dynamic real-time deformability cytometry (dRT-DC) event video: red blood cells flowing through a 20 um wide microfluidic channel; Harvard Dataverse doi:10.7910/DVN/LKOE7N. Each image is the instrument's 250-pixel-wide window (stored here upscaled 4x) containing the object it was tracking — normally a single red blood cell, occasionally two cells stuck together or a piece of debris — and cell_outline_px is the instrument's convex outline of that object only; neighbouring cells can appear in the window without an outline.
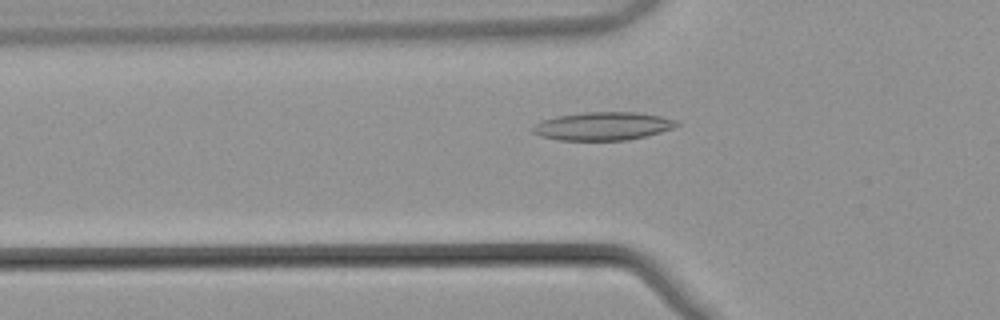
{"species": "common noctule bat (a hibernating species)", "species_latin": "Nyctalus noctula", "temperature_condition": "warm", "stored_images_in_passage": 53, "camera_frame_rate_fps": 3000, "um_per_image_px": 0.085, "animal": {"sex": "male", "body_mass_g": 21.5, "forearm_length_mm": 52.0}, "frame": {"image": 1, "passage_image": 18, "time_ms": 5.667, "image_size_px": [1000, 320], "cell_outline_px": [[680, 124], [672, 128], [660, 132], [628, 140], [560, 140], [540, 136], [532, 132], [532, 128], [540, 120], [556, 116], [584, 112], [636, 112], [660, 116], [676, 120]], "centroid_in_image_um": [51.21, 10.71], "position_along_channel_um": 74.6, "area_um2": 23.58}}
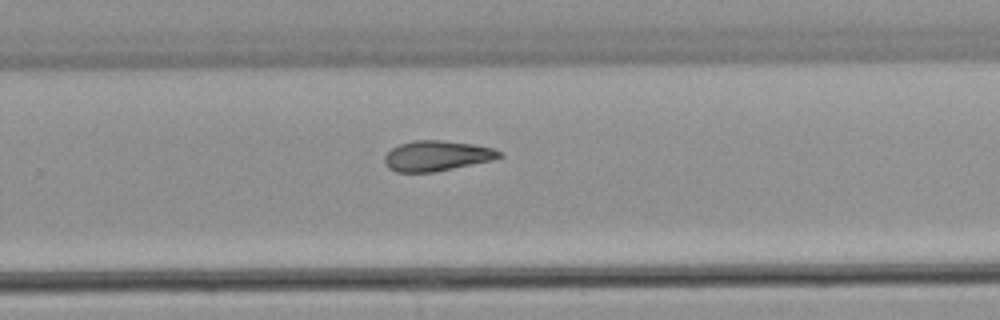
{"frame": {"image": 2, "passage_image": 35, "time_ms": 11.333, "image_size_px": [1000, 320], "cell_outline_px": [[504, 156], [492, 160], [432, 172], [396, 172], [388, 168], [384, 160], [384, 156], [392, 148], [400, 144], [412, 140], [440, 140], [472, 144], [492, 148], [504, 152]], "centroid_in_image_um": [37.13, 13.24], "position_along_channel_um": 292.7, "area_um2": 20.17}}
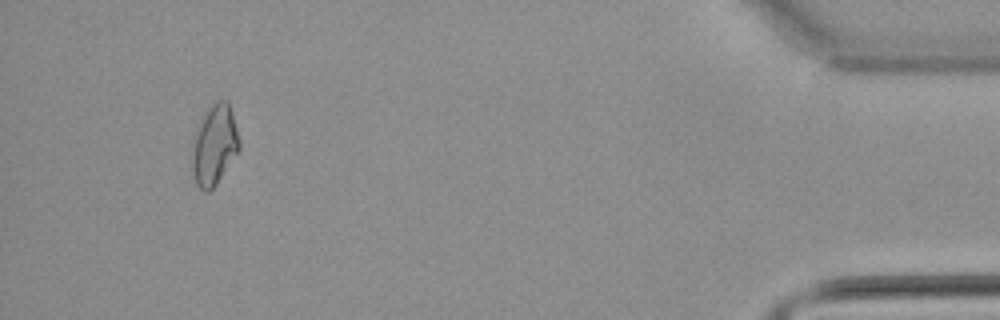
{"frame": {"image": 3, "passage_image": 50, "time_ms": 16.333, "image_size_px": [1000, 320], "cell_outline_px": [[240, 148], [216, 184], [208, 192], [204, 192], [196, 184], [192, 172], [192, 136], [204, 108], [216, 100], [228, 100], [232, 112], [240, 140]], "centroid_in_image_um": [18.18, 12.26], "position_along_channel_um": 417.0, "area_um2": 22.6}}